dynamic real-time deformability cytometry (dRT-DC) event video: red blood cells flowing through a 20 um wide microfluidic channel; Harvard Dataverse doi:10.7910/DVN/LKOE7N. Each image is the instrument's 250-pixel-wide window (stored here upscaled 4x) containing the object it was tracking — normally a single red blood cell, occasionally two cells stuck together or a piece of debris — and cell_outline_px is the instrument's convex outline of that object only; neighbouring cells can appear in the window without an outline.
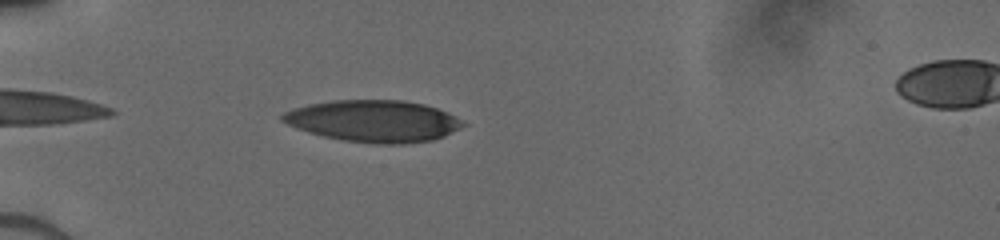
{"species": "human", "species_latin": "Homo sapiens", "temperature_condition": "cold", "stored_images_in_passage": 33, "camera_frame_rate_fps": 3000, "um_per_image_px": 0.085, "donor": {"sex": "male"}, "frame": {"image": 1, "passage_image": 2, "time_ms": 0.333, "image_size_px": [1000, 240], "cell_outline_px": [[468, 124], [444, 136], [432, 140], [400, 144], [380, 144], [344, 140], [324, 136], [296, 128], [280, 120], [280, 116], [284, 112], [292, 108], [308, 104], [332, 100], [404, 100], [424, 104], [448, 112], [456, 116]], "centroid_in_image_um": [31.76, 10.28], "position_along_channel_um": 53.2, "area_um2": 43.99}}
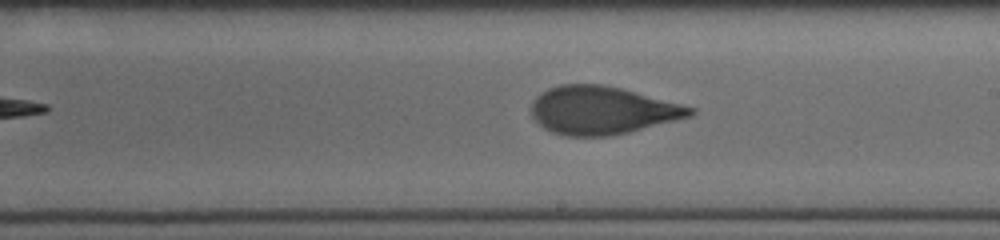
{"frame": {"image": 2, "passage_image": 17, "time_ms": 5.333, "image_size_px": [1000, 240], "cell_outline_px": [[696, 112], [692, 116], [612, 136], [564, 136], [552, 132], [544, 128], [532, 116], [532, 100], [540, 92], [548, 88], [560, 84], [604, 84], [620, 88], [696, 108]], "centroid_in_image_um": [51.16, 9.37], "position_along_channel_um": 237.8, "area_um2": 44.33}}
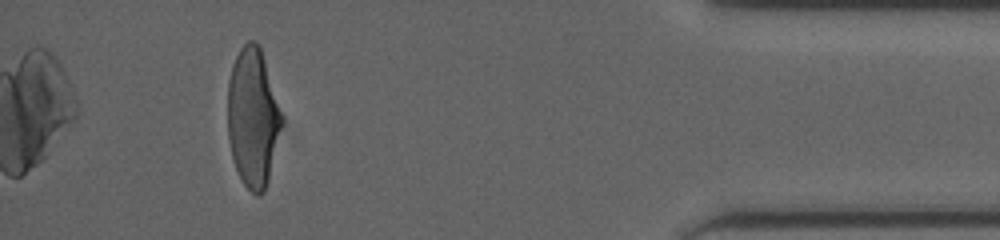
{"frame": {"image": 3, "passage_image": 33, "time_ms": 10.667, "image_size_px": [1000, 240], "cell_outline_px": [[280, 124], [268, 180], [264, 192], [256, 196], [244, 184], [236, 168], [232, 156], [228, 140], [228, 80], [232, 64], [240, 48], [248, 40], [256, 40], [260, 44], [280, 112]], "centroid_in_image_um": [21.44, 9.94], "position_along_channel_um": 413.8, "area_um2": 42.71}}